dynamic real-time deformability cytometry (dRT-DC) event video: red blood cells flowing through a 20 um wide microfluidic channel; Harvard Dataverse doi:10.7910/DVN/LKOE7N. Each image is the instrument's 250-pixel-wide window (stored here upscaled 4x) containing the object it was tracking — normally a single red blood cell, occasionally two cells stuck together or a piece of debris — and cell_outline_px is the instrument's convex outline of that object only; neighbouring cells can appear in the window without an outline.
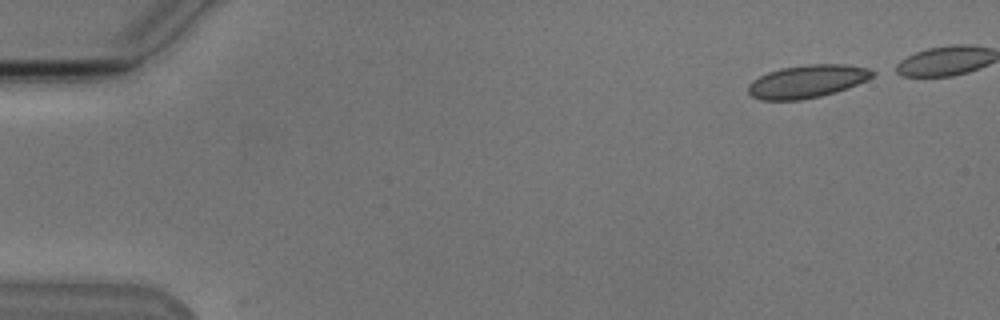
{"species": "Egyptian fruit bat (a non-hibernating species)", "species_latin": "Rousettus aegyptiacus", "temperature_condition": "cold", "stored_images_in_passage": 41, "camera_frame_rate_fps": 3000, "um_per_image_px": 0.085, "animal": {"sex": "male"}, "frame": {"image": 1, "passage_image": 1, "time_ms": 0.0, "image_size_px": [1000, 320], "cell_outline_px": [[876, 72], [872, 76], [856, 84], [836, 92], [820, 96], [800, 100], [760, 100], [752, 96], [748, 92], [748, 84], [752, 80], [768, 72], [780, 68], [808, 64], [844, 64], [868, 68]], "centroid_in_image_um": [68.57, 6.91], "position_along_channel_um": 16.4, "area_um2": 23.7}}
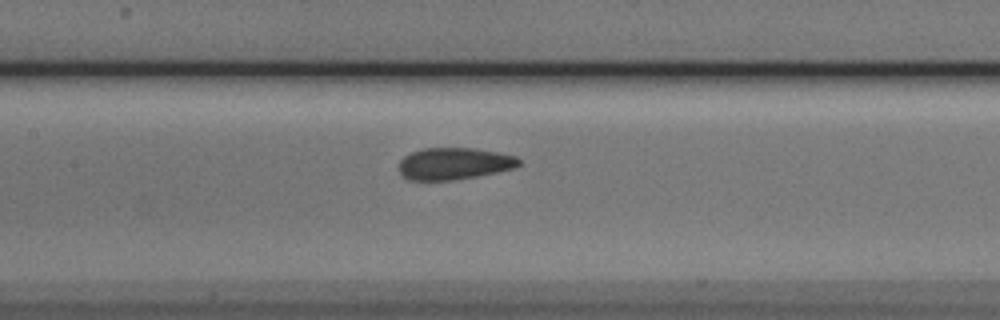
{"frame": {"image": 2, "passage_image": 22, "time_ms": 7.0, "image_size_px": [1000, 320], "cell_outline_px": [[520, 164], [516, 168], [456, 180], [408, 180], [400, 172], [400, 160], [404, 156], [412, 152], [424, 148], [472, 148], [496, 152], [516, 156], [520, 160]], "centroid_in_image_um": [38.61, 13.91], "position_along_channel_um": 168.8, "area_um2": 22.2}}
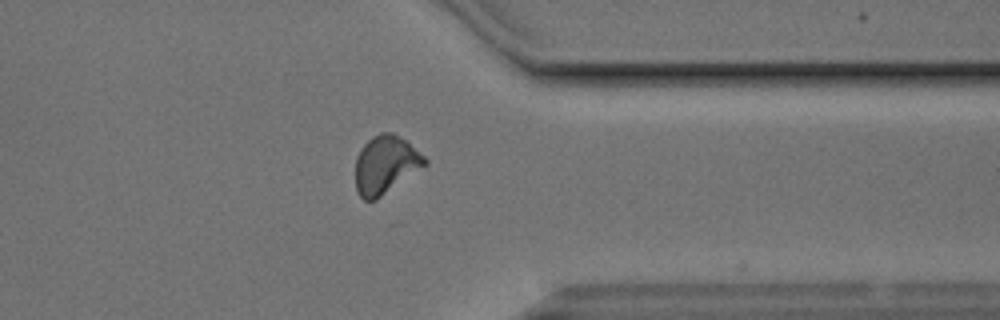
{"frame": {"image": 3, "passage_image": 39, "time_ms": 12.667, "image_size_px": [1000, 320], "cell_outline_px": [[428, 164], [376, 200], [364, 200], [360, 196], [356, 188], [356, 156], [360, 148], [372, 136], [380, 132], [392, 132], [400, 136], [424, 156], [428, 160]], "centroid_in_image_um": [32.77, 13.99], "position_along_channel_um": 378.6, "area_um2": 23.47}}